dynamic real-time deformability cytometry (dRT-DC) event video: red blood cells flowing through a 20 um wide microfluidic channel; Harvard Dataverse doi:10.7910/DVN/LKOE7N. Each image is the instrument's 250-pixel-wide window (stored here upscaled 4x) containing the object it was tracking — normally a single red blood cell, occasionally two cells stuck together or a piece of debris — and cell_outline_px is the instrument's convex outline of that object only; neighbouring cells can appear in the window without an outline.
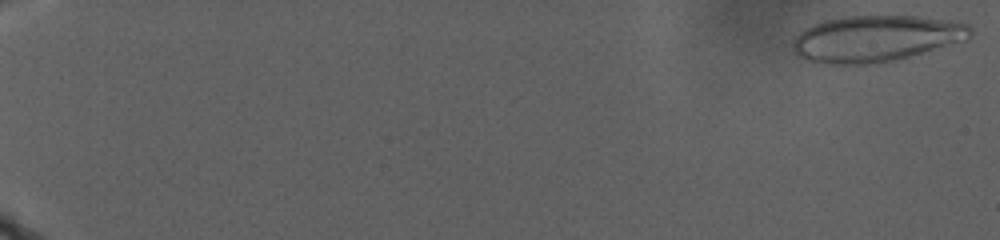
{"species": "human", "species_latin": "Homo sapiens", "temperature_condition": "warm", "stored_images_in_passage": 68, "camera_frame_rate_fps": 3000, "um_per_image_px": 0.085, "donor": {"sex": "male"}, "frame": {"image": 1, "passage_image": 1, "time_ms": 0.0, "image_size_px": [1000, 240], "cell_outline_px": [[972, 36], [964, 40], [908, 56], [892, 60], [872, 64], [816, 64], [804, 60], [796, 56], [792, 52], [792, 40], [804, 28], [812, 24], [824, 20], [844, 16], [920, 16], [948, 20], [968, 24], [972, 28]], "centroid_in_image_um": [74.36, 3.28], "position_along_channel_um": 10.6, "area_um2": 48.15}}
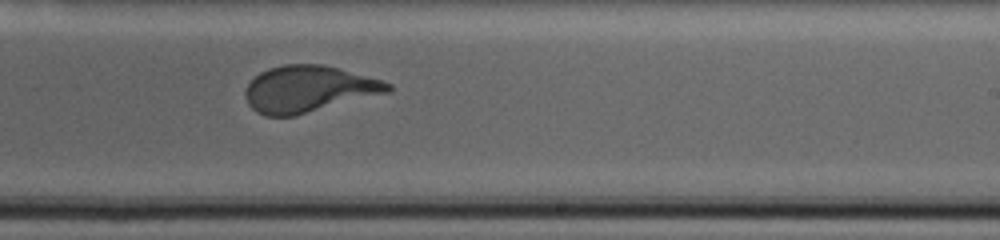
{"frame": {"image": 2, "passage_image": 45, "time_ms": 23.667, "image_size_px": [1000, 240], "cell_outline_px": [[392, 92], [296, 116], [264, 116], [256, 112], [248, 104], [244, 96], [244, 92], [248, 84], [260, 72], [268, 68], [284, 64], [324, 64], [340, 68], [384, 80], [392, 84]], "centroid_in_image_um": [26.27, 7.57], "position_along_channel_um": 262.7, "area_um2": 39.3}}
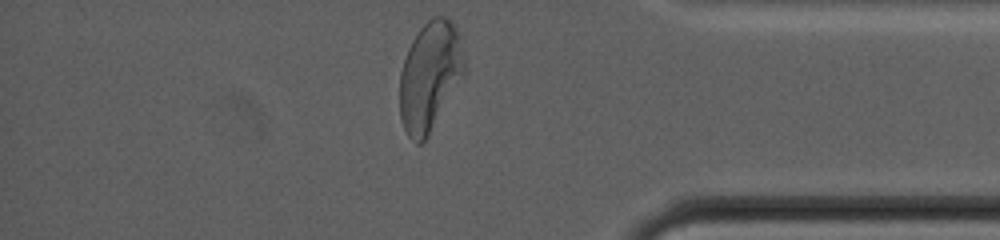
{"frame": {"image": 3, "passage_image": 67, "time_ms": 31.0, "image_size_px": [1000, 240], "cell_outline_px": [[464, 76], [428, 136], [420, 144], [416, 144], [408, 136], [404, 128], [400, 116], [400, 72], [408, 48], [412, 40], [420, 28], [432, 16], [444, 16], [456, 28], [460, 40], [464, 60]], "centroid_in_image_um": [36.53, 6.49], "position_along_channel_um": 398.7, "area_um2": 40.92}}